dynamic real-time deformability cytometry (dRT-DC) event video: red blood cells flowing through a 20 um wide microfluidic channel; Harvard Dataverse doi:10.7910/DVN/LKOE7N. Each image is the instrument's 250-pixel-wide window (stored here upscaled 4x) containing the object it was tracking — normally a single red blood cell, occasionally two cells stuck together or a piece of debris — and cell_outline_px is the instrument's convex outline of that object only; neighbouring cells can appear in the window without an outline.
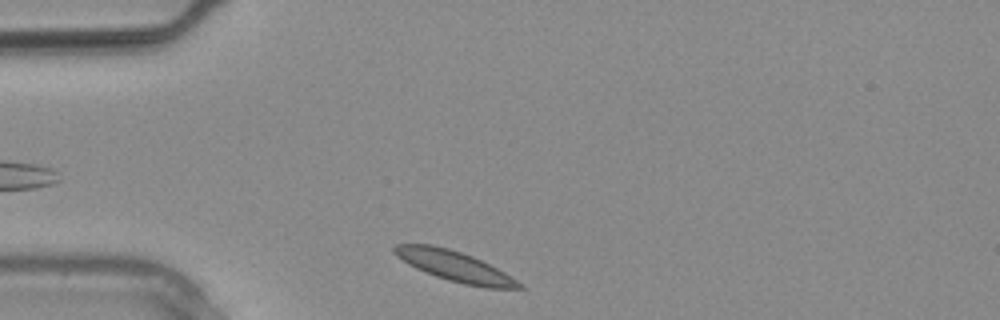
{"species": "common noctule bat (a hibernating species)", "species_latin": "Nyctalus noctula", "temperature_condition": "warm", "stored_images_in_passage": 2, "camera_frame_rate_fps": 3000, "um_per_image_px": 0.085, "animal": {"sex": "male", "body_mass_g": 20.4}, "frame": {"image": 1, "passage_image": 2, "time_ms": 0.333, "image_size_px": [1000, 320], "cell_outline_px": [[528, 288], [484, 288], [464, 284], [448, 280], [424, 272], [408, 264], [396, 256], [392, 252], [392, 248], [396, 244], [432, 244], [448, 248], [472, 256], [504, 272], [524, 284]], "centroid_in_image_um": [38.64, 22.63], "position_along_channel_um": 46.4, "area_um2": 22.02}}